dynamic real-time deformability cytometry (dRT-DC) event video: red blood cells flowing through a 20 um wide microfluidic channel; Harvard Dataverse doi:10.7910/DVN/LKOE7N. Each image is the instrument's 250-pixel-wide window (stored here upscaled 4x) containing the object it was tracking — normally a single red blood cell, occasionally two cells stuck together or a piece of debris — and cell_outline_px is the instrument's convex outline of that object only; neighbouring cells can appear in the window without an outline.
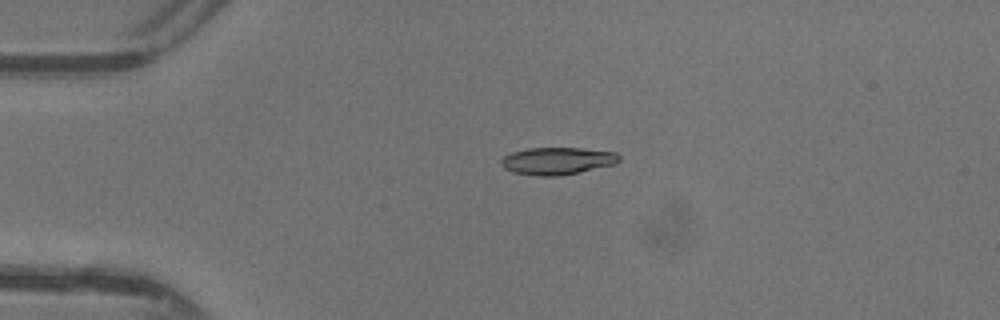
{"species": "common noctule bat (a hibernating species)", "species_latin": "Nyctalus noctula", "temperature_condition": "warm", "stored_images_in_passage": 37, "camera_frame_rate_fps": 3000, "um_per_image_px": 0.085, "animal": {"sex": "female"}, "frame": {"image": 1, "passage_image": 1, "time_ms": 0.0, "image_size_px": [1000, 320], "cell_outline_px": [[620, 160], [616, 164], [580, 172], [556, 176], [536, 176], [512, 172], [504, 168], [500, 164], [500, 160], [504, 156], [512, 152], [528, 148], [580, 148], [616, 152], [620, 156]], "centroid_in_image_um": [47.37, 13.68], "position_along_channel_um": 37.6, "area_um2": 18.9}}
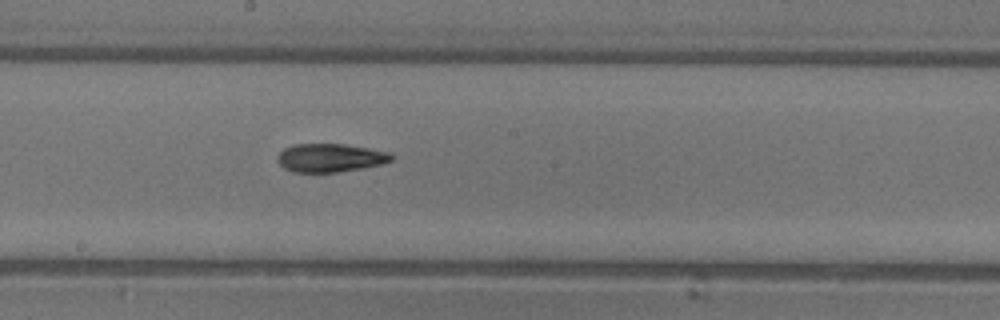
{"frame": {"image": 2, "passage_image": 16, "time_ms": 5.0, "image_size_px": [1000, 320], "cell_outline_px": [[392, 160], [380, 164], [360, 168], [336, 172], [292, 172], [284, 168], [276, 160], [276, 156], [284, 148], [292, 144], [344, 144], [392, 152]], "centroid_in_image_um": [28.03, 13.4], "position_along_channel_um": 220.2, "area_um2": 18.84}}
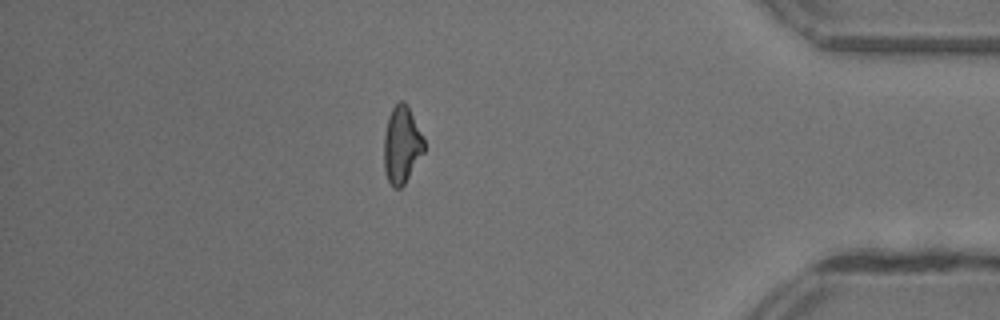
{"frame": {"image": 3, "passage_image": 31, "time_ms": 10.0, "image_size_px": [1000, 320], "cell_outline_px": [[424, 152], [404, 184], [400, 188], [392, 188], [384, 172], [384, 132], [388, 116], [392, 108], [400, 100], [404, 100], [424, 140]], "centroid_in_image_um": [34.11, 12.34], "position_along_channel_um": 401.1, "area_um2": 17.86}, "authors_computed_cell_mechanics": {"area_um2": 18.6694, "velocity_mm_per_s": 4.4033, "shape_relaxation_time_tau1_ms": 5.8987, "shape_relaxation_time_tau2_ms": 4.4471, "deformation_change_tau1": 0.1915, "deformation_change_tau2": 0.1433}}